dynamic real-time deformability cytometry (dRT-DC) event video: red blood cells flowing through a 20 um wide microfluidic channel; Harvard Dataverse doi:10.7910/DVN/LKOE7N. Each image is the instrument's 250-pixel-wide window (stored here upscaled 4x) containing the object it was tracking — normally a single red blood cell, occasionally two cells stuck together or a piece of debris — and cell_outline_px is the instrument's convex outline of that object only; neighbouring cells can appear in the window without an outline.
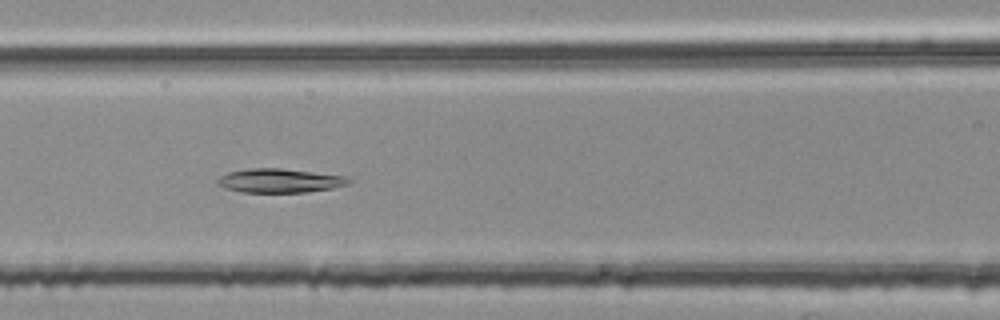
{"species": "common noctule bat (a hibernating species)", "species_latin": "Nyctalus noctula", "temperature_condition": "room temperature", "stored_images_in_passage": 34, "camera_frame_rate_fps": 3000, "um_per_image_px": 0.085, "animal": {"sex": "female", "body_mass_g": 25.1}, "frame": {"image": 1, "passage_image": 8, "time_ms": 2.333, "image_size_px": [1000, 320], "cell_outline_px": [[352, 180], [348, 184], [332, 188], [308, 192], [240, 192], [224, 188], [216, 184], [216, 180], [220, 176], [228, 172], [248, 168], [280, 168], [344, 176]], "centroid_in_image_um": [23.71, 15.36], "position_along_channel_um": 142.9, "area_um2": 18.32}}
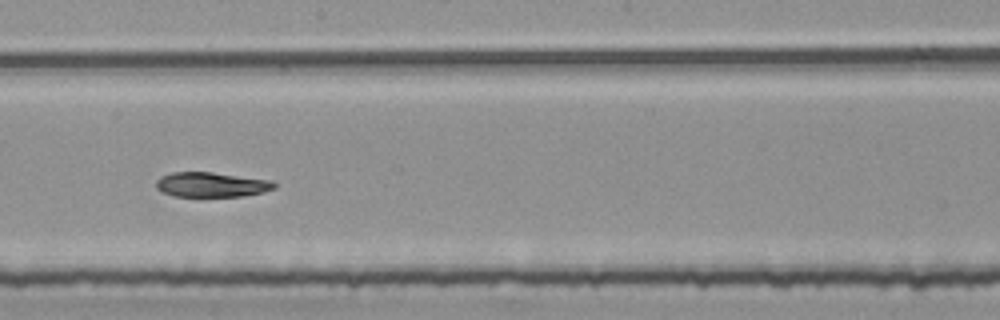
{"frame": {"image": 2, "passage_image": 15, "time_ms": 4.667, "image_size_px": [1000, 320], "cell_outline_px": [[276, 188], [264, 192], [244, 196], [172, 196], [160, 192], [156, 188], [156, 180], [160, 176], [172, 172], [212, 172], [272, 180], [276, 184]], "centroid_in_image_um": [17.96, 15.69], "position_along_channel_um": 230.2, "area_um2": 17.28}}
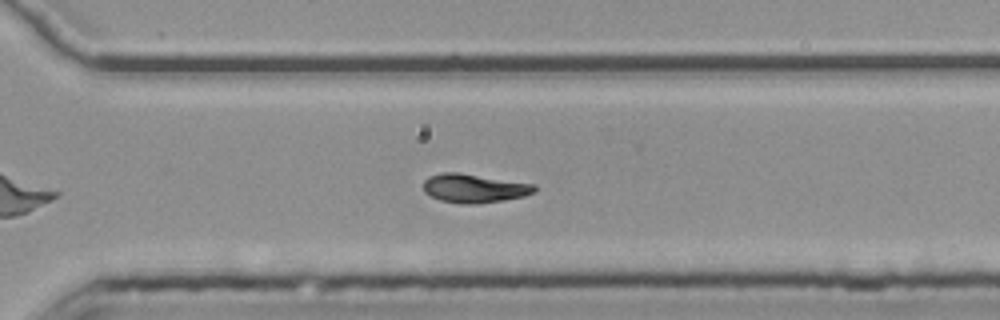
{"frame": {"image": 3, "passage_image": 23, "time_ms": 7.333, "image_size_px": [1000, 320], "cell_outline_px": [[536, 192], [524, 196], [504, 200], [476, 204], [460, 204], [440, 200], [424, 192], [424, 180], [428, 176], [444, 172], [460, 172], [536, 184]], "centroid_in_image_um": [40.32, 16.0], "position_along_channel_um": 330.3, "area_um2": 18.84}}